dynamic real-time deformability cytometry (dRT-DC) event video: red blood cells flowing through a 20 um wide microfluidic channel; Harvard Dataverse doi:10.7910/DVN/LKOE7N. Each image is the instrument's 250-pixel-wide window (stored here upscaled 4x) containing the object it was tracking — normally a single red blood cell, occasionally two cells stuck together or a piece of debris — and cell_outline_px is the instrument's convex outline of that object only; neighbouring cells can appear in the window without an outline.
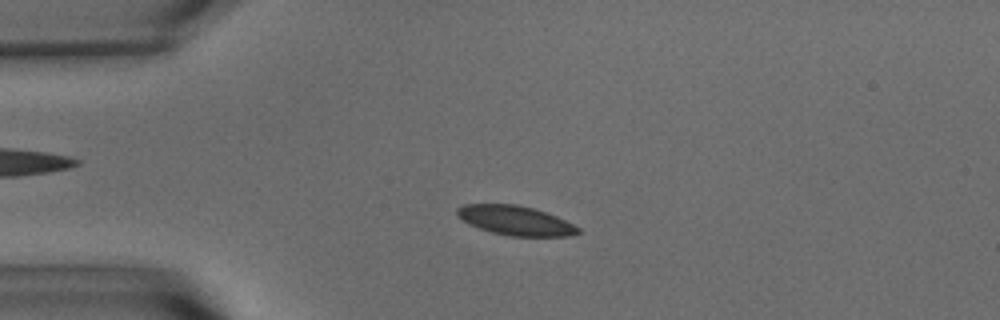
{"species": "common noctule bat (a hibernating species)", "species_latin": "Nyctalus noctula", "temperature_condition": "warm", "stored_images_in_passage": 56, "camera_frame_rate_fps": 3000, "um_per_image_px": 0.085, "animal": {"sex": "male", "body_mass_g": 15.6}, "frame": {"image": 1, "passage_image": 13, "time_ms": 4.0, "image_size_px": [1000, 320], "cell_outline_px": [[580, 232], [568, 236], [508, 236], [492, 232], [468, 224], [456, 216], [456, 208], [464, 204], [516, 204], [532, 208], [556, 216], [580, 228]], "centroid_in_image_um": [43.76, 18.74], "position_along_channel_um": 41.2, "area_um2": 20.63}}
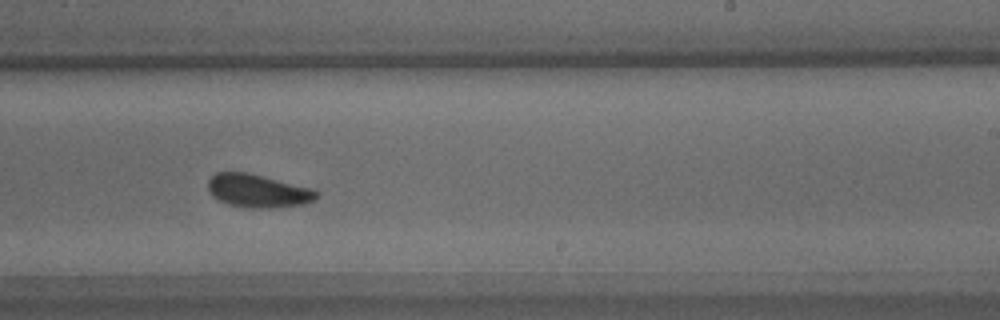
{"frame": {"image": 2, "passage_image": 34, "time_ms": 11.0, "image_size_px": [1000, 320], "cell_outline_px": [[320, 192], [312, 200], [304, 204], [264, 208], [252, 208], [228, 204], [212, 196], [208, 188], [208, 180], [216, 172], [248, 172], [312, 188]], "centroid_in_image_um": [21.9, 16.21], "position_along_channel_um": 267.1, "area_um2": 20.81}}
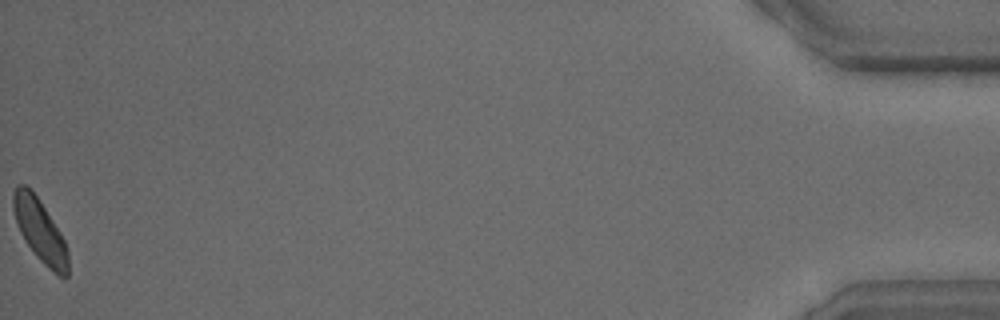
{"frame": {"image": 3, "passage_image": 56, "time_ms": 18.333, "image_size_px": [1000, 320], "cell_outline_px": [[68, 276], [60, 276], [52, 272], [36, 256], [24, 240], [20, 232], [12, 208], [12, 192], [20, 184], [24, 184], [40, 200], [60, 232], [64, 240], [68, 252]], "centroid_in_image_um": [3.39, 19.61], "position_along_channel_um": 431.8, "area_um2": 19.83}, "authors_computed_cell_mechanics": {"area_um2": 20.6346, "velocity_mm_per_s": 3.5943, "shape_relaxation_time_tau1_ms": 2.6298, "shape_relaxation_time_tau2_ms": 1.6544, "deformation_change_tau1": 0.0867, "deformation_change_tau2": 0.0679}}